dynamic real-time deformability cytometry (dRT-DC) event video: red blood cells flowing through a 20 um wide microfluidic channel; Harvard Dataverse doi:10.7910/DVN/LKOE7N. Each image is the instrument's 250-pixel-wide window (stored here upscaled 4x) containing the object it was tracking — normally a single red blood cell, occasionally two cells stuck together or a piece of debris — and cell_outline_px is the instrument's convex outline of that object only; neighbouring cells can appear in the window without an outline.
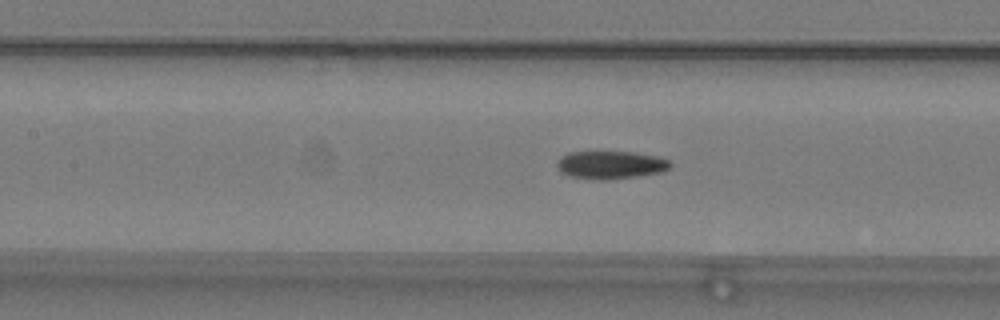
{"species": "common noctule bat (a hibernating species)", "species_latin": "Nyctalus noctula", "temperature_condition": "warm", "stored_images_in_passage": 37, "camera_frame_rate_fps": 3000, "um_per_image_px": 0.085, "animal": {"sex": "male", "body_mass_g": 19.2, "forearm_length_mm": 51.8}, "frame": {"image": 1, "passage_image": 7, "time_ms": 2.0, "image_size_px": [1000, 320], "cell_outline_px": [[672, 164], [668, 168], [660, 172], [636, 176], [608, 180], [600, 180], [572, 176], [560, 172], [556, 164], [560, 156], [568, 152], [632, 152], [656, 156], [668, 160]], "centroid_in_image_um": [51.86, 14.01], "position_along_channel_um": 155.5, "area_um2": 18.26}}
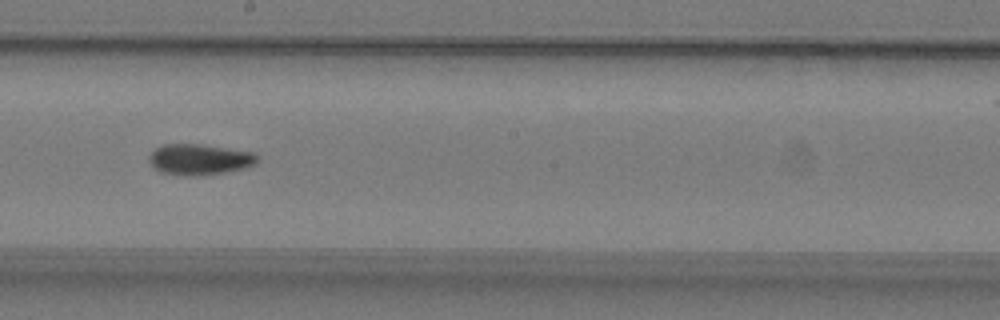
{"frame": {"image": 2, "passage_image": 13, "time_ms": 4.0, "image_size_px": [1000, 320], "cell_outline_px": [[256, 164], [244, 168], [224, 172], [196, 176], [180, 176], [160, 172], [148, 160], [148, 156], [156, 148], [164, 144], [200, 144], [252, 152], [256, 156]], "centroid_in_image_um": [16.91, 13.56], "position_along_channel_um": 231.3, "area_um2": 19.31}}
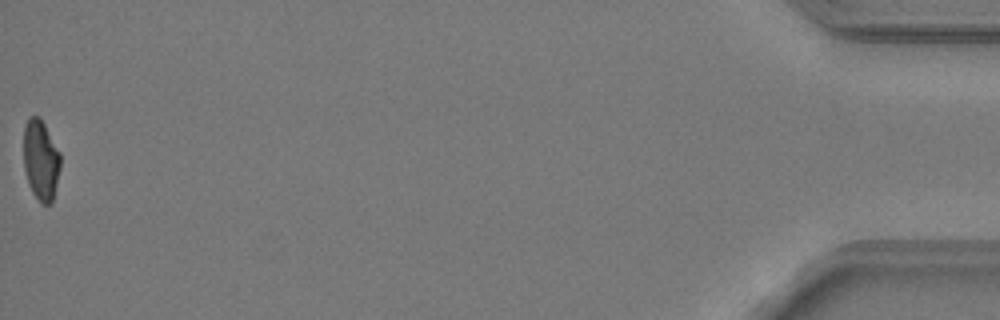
{"frame": {"image": 3, "passage_image": 37, "time_ms": 12.0, "image_size_px": [1000, 320], "cell_outline_px": [[60, 168], [52, 204], [40, 204], [32, 192], [28, 184], [24, 168], [24, 124], [28, 116], [40, 116], [60, 152]], "centroid_in_image_um": [3.46, 13.6], "position_along_channel_um": 431.7, "area_um2": 17.51}}